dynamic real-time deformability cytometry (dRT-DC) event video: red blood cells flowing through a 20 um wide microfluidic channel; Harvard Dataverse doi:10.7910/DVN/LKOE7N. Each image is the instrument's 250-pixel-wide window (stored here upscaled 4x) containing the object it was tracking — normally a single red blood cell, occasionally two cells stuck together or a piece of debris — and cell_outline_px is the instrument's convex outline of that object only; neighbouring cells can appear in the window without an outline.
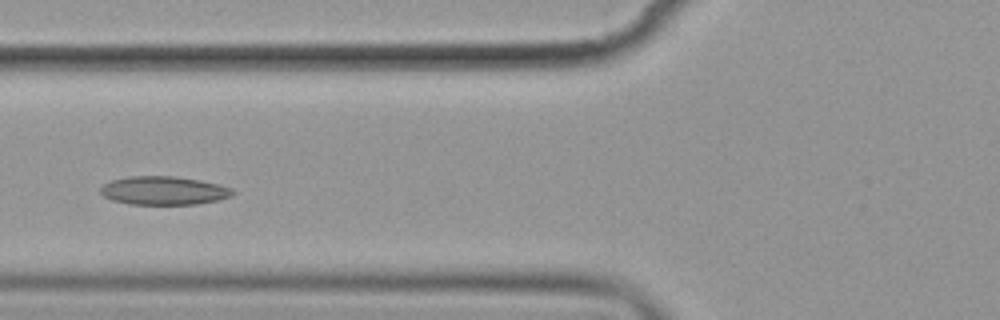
{"species": "common noctule bat (a hibernating species)", "species_latin": "Nyctalus noctula", "temperature_condition": "cold", "stored_images_in_passage": 8, "camera_frame_rate_fps": 3000, "um_per_image_px": 0.085, "animal": {"sex": "female", "body_mass_g": 19.9}, "frame": {"image": 1, "passage_image": 4, "time_ms": 4.333, "image_size_px": [1000, 320], "cell_outline_px": [[236, 192], [232, 196], [216, 200], [196, 204], [128, 204], [112, 200], [104, 196], [100, 192], [100, 188], [104, 184], [112, 180], [128, 176], [172, 176], [200, 180], [232, 188]], "centroid_in_image_um": [13.9, 16.2], "position_along_channel_um": 111.9, "area_um2": 21.85}}
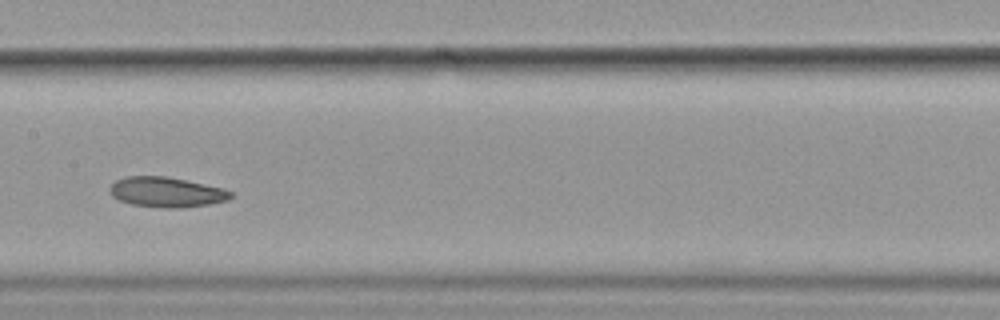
{"frame": {"image": 2, "passage_image": 6, "time_ms": 6.667, "image_size_px": [1000, 320], "cell_outline_px": [[232, 196], [228, 200], [208, 204], [180, 208], [164, 208], [132, 204], [120, 200], [112, 196], [108, 188], [116, 180], [128, 176], [164, 176], [224, 188], [232, 192]], "centroid_in_image_um": [14.14, 16.33], "position_along_channel_um": 193.3, "area_um2": 21.04}}
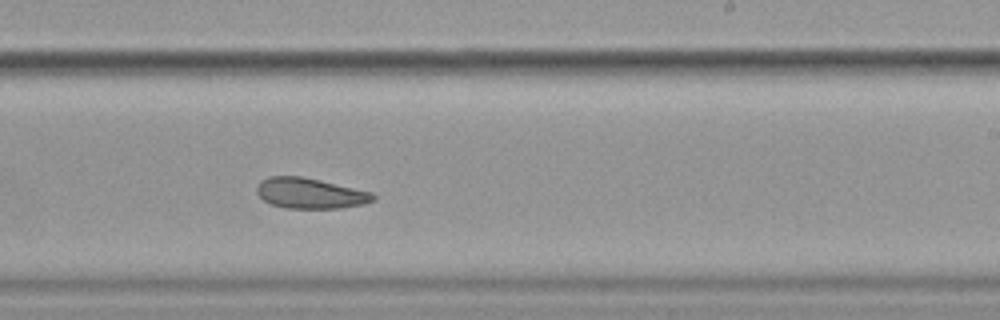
{"frame": {"image": 3, "passage_image": 8, "time_ms": 8.667, "image_size_px": [1000, 320], "cell_outline_px": [[376, 200], [364, 204], [340, 208], [288, 208], [272, 204], [264, 200], [256, 192], [256, 188], [260, 180], [268, 176], [300, 176], [320, 180], [372, 192], [376, 196]], "centroid_in_image_um": [26.37, 16.42], "position_along_channel_um": 262.6, "area_um2": 20.69}}